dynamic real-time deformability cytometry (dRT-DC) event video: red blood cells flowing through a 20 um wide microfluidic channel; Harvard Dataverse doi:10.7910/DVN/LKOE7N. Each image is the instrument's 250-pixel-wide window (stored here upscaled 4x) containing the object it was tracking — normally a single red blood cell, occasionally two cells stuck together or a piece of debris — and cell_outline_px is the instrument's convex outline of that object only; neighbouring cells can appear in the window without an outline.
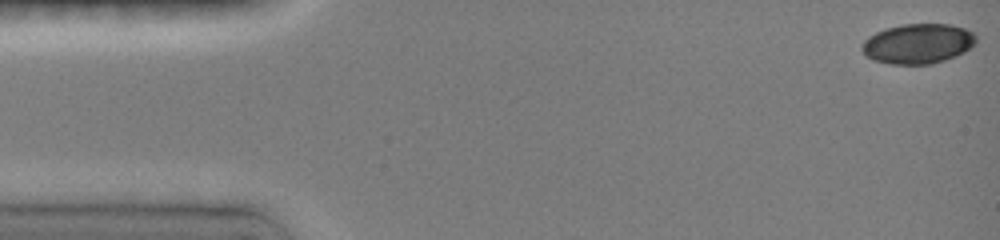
{"species": "common noctule bat (a hibernating species)", "species_latin": "Nyctalus noctula", "temperature_condition": "room temperature", "stored_images_in_passage": 11, "camera_frame_rate_fps": 3000, "um_per_image_px": 0.085, "animal": {"sex": "female", "body_mass_g": 19.0, "forearm_length_mm": 51.5}, "frame": {"image": 1, "passage_image": 1, "time_ms": 0.0, "image_size_px": [1000, 240], "cell_outline_px": [[976, 40], [964, 52], [956, 56], [932, 64], [888, 64], [872, 60], [860, 48], [860, 44], [868, 36], [884, 28], [904, 24], [952, 24], [964, 28], [972, 32], [976, 36]], "centroid_in_image_um": [77.98, 3.71], "position_along_channel_um": 7.0, "area_um2": 26.65}}
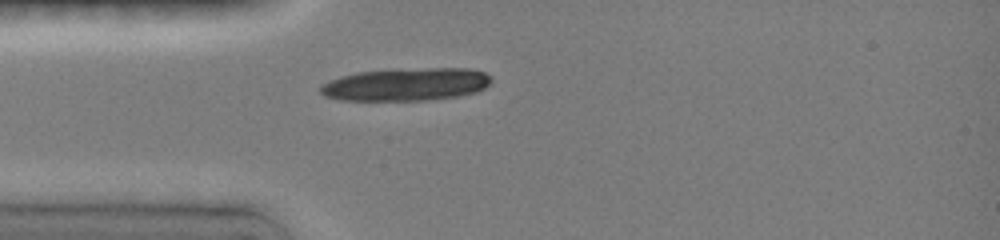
{"frame": {"image": 2, "passage_image": 9, "time_ms": 4.0, "image_size_px": [1000, 240], "cell_outline_px": [[492, 80], [484, 88], [476, 92], [460, 96], [424, 100], [340, 100], [324, 96], [320, 92], [320, 88], [324, 84], [332, 80], [356, 72], [432, 68], [468, 68], [484, 72]], "centroid_in_image_um": [34.55, 7.18], "position_along_channel_um": 50.4, "area_um2": 32.14}}